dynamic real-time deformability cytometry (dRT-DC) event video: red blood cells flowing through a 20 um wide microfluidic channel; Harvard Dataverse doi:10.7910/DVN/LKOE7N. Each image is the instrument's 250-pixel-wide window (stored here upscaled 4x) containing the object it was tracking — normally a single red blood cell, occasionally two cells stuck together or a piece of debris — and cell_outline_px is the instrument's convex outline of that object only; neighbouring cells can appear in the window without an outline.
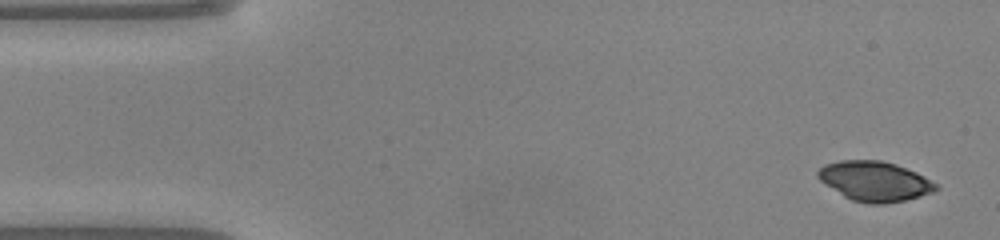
{"species": "common noctule bat (a hibernating species)", "species_latin": "Nyctalus noctula", "temperature_condition": "warm", "stored_images_in_passage": 39, "camera_frame_rate_fps": 3000, "um_per_image_px": 0.085, "animal": {"sex": "male", "body_mass_g": 20.0, "forearm_length_mm": 53.3}, "frame": {"image": 1, "passage_image": 1, "time_ms": 0.0, "image_size_px": [1000, 240], "cell_outline_px": [[940, 188], [932, 192], [920, 196], [904, 200], [884, 204], [872, 204], [852, 200], [844, 196], [820, 180], [816, 176], [816, 172], [824, 164], [840, 160], [880, 160], [896, 164], [916, 172], [924, 176], [936, 184]], "centroid_in_image_um": [74.34, 15.39], "position_along_channel_um": 10.7, "area_um2": 27.22}}
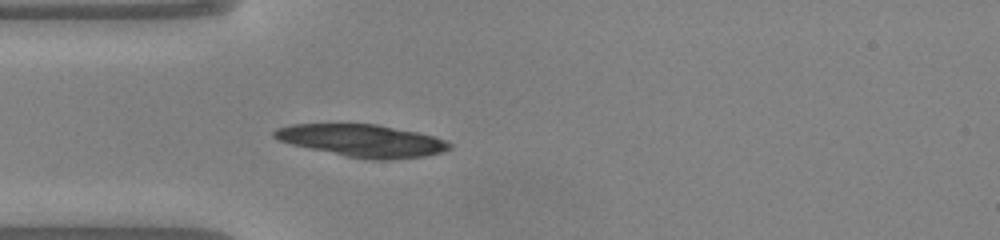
{"frame": {"image": 2, "passage_image": 12, "time_ms": 3.667, "image_size_px": [1000, 240], "cell_outline_px": [[452, 148], [440, 152], [424, 156], [388, 160], [372, 160], [348, 156], [292, 144], [276, 140], [272, 136], [272, 132], [276, 128], [292, 124], [376, 124], [416, 132], [432, 136], [444, 140], [452, 144]], "centroid_in_image_um": [30.76, 11.95], "position_along_channel_um": 54.2, "area_um2": 32.66}}